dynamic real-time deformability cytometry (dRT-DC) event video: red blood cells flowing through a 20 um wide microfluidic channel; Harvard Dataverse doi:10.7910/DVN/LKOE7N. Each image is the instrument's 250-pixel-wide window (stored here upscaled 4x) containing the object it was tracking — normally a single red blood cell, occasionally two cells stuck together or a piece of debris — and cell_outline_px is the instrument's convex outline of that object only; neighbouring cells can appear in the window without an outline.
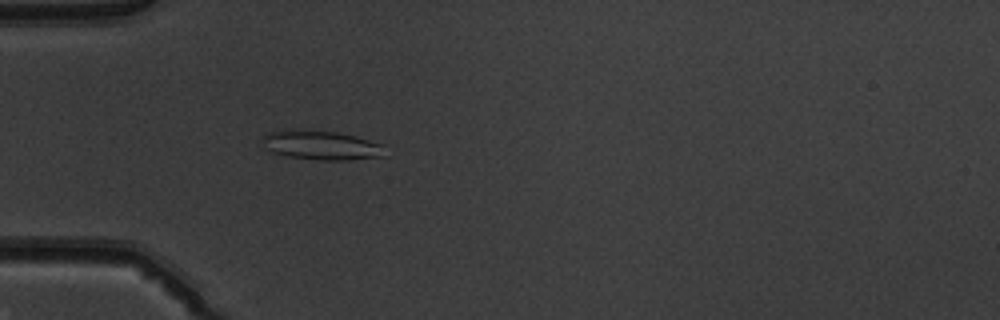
{"species": "common noctule bat (a hibernating species)", "species_latin": "Nyctalus noctula", "temperature_condition": "warm", "stored_images_in_passage": 50, "camera_frame_rate_fps": 3000, "um_per_image_px": 0.085, "animal": {"sex": "male", "body_mass_g": 19.5, "forearm_length_mm": 54.6}, "frame": {"image": 1, "passage_image": 15, "time_ms": 4.667, "image_size_px": [1000, 320], "cell_outline_px": [[384, 156], [352, 160], [324, 160], [284, 156], [272, 152], [264, 148], [260, 136], [268, 132], [336, 132], [356, 136], [380, 144]], "centroid_in_image_um": [27.27, 12.39], "position_along_channel_um": 57.7, "area_um2": 20.11}}
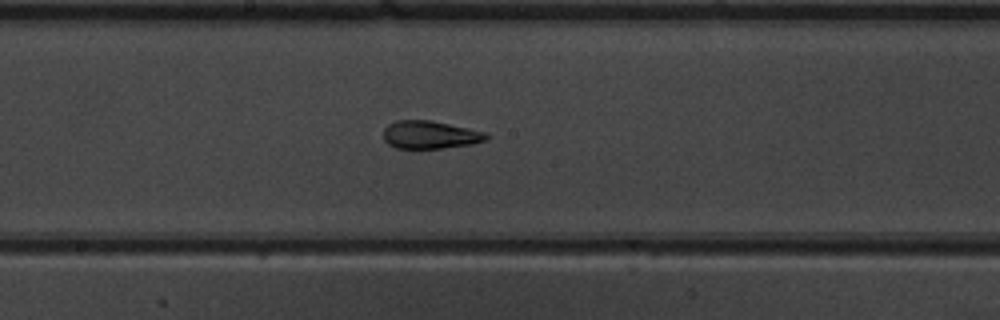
{"frame": {"image": 2, "passage_image": 27, "time_ms": 8.667, "image_size_px": [1000, 320], "cell_outline_px": [[488, 140], [472, 144], [440, 148], [396, 148], [388, 144], [384, 140], [384, 128], [388, 124], [396, 120], [432, 120], [488, 132]], "centroid_in_image_um": [36.58, 11.44], "position_along_channel_um": 211.6, "area_um2": 16.88}}
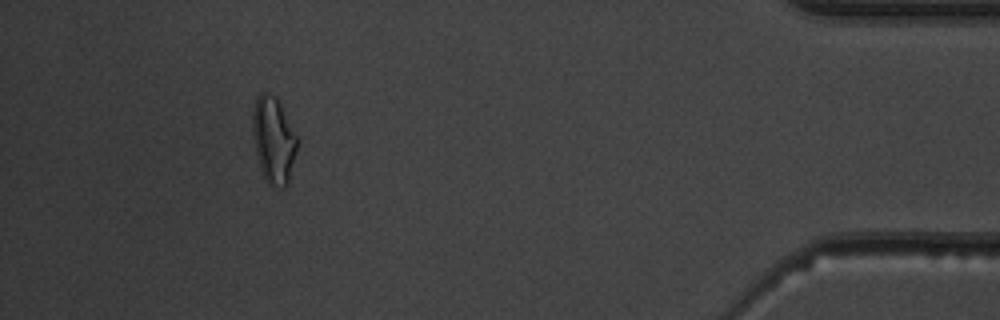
{"frame": {"image": 3, "passage_image": 46, "time_ms": 15.0, "image_size_px": [1000, 320], "cell_outline_px": [[300, 140], [288, 184], [284, 188], [272, 188], [268, 184], [260, 168], [256, 152], [252, 128], [252, 108], [256, 96], [260, 92], [268, 92], [276, 96], [280, 100]], "centroid_in_image_um": [23.28, 11.87], "position_along_channel_um": 411.9, "area_um2": 23.35}, "authors_computed_cell_mechanics": {"area_um2": 19.1029, "velocity_mm_per_s": 4.0183, "shape_relaxation_time_tau1_ms": null, "shape_relaxation_time_tau2_ms": 1.9604, "deformation_change_tau1": null, "deformation_change_tau2": 0.1}}